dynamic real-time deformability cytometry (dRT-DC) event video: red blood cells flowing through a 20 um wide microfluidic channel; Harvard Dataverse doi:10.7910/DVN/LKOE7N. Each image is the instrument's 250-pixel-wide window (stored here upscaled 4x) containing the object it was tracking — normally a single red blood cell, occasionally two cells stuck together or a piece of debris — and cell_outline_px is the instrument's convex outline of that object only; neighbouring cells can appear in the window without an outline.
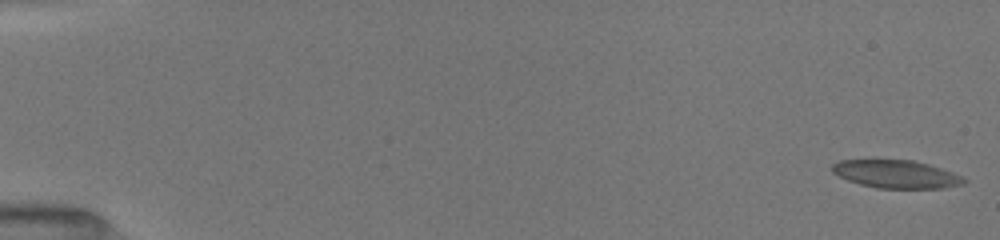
{"species": "common noctule bat (a hibernating species)", "species_latin": "Nyctalus noctula", "temperature_condition": "room temperature", "stored_images_in_passage": 53, "camera_frame_rate_fps": 3000, "um_per_image_px": 0.085, "animal": {"sex": "female", "body_mass_g": 19.5, "forearm_length_mm": 54.1}, "frame": {"image": 1, "passage_image": 1, "time_ms": 0.0, "image_size_px": [1000, 240], "cell_outline_px": [[968, 180], [960, 184], [944, 188], [876, 188], [860, 184], [848, 180], [832, 172], [832, 164], [840, 160], [912, 160], [928, 164], [952, 172]], "centroid_in_image_um": [76.15, 14.8], "position_along_channel_um": 8.8, "area_um2": 21.21}}
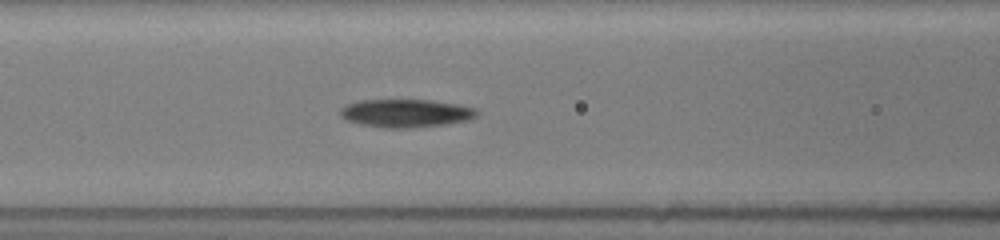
{"frame": {"image": 2, "passage_image": 26, "time_ms": 7.333, "image_size_px": [1000, 240], "cell_outline_px": [[476, 116], [468, 120], [444, 124], [412, 128], [384, 128], [360, 124], [348, 120], [340, 116], [340, 112], [348, 104], [360, 100], [432, 100], [456, 104], [476, 108]], "centroid_in_image_um": [34.5, 9.62], "position_along_channel_um": 132.1, "area_um2": 22.14}}
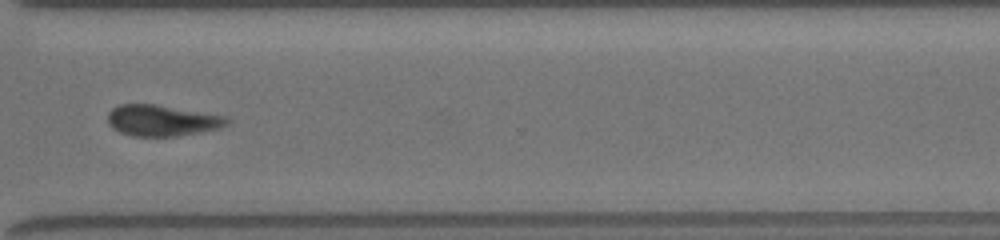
{"frame": {"image": 3, "passage_image": 52, "time_ms": 13.0, "image_size_px": [1000, 240], "cell_outline_px": [[228, 120], [220, 128], [176, 136], [132, 136], [120, 132], [112, 128], [108, 124], [108, 112], [112, 108], [120, 104], [152, 104], [224, 116]], "centroid_in_image_um": [13.67, 10.24], "position_along_channel_um": 356.9, "area_um2": 21.15}}